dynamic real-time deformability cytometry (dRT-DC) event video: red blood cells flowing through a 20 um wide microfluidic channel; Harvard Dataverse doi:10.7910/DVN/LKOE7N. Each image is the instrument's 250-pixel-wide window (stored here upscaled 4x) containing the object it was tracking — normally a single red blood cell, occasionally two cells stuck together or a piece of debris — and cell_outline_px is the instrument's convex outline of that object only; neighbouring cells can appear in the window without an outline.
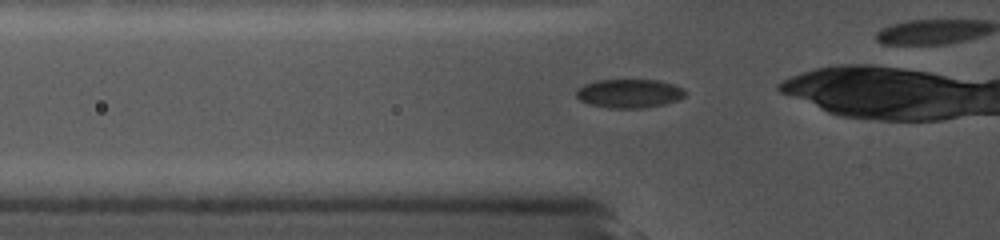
{"species": "common noctule bat (a hibernating species)", "species_latin": "Nyctalus noctula", "temperature_condition": "cold", "stored_images_in_passage": 11, "camera_frame_rate_fps": 5000, "um_per_image_px": 0.085, "animal": {"sex": "female", "body_mass_g": 19.0, "forearm_length_mm": 56.7}, "frame": {"image": 1, "passage_image": 2, "time_ms": 0.4, "image_size_px": [1000, 240], "cell_outline_px": [[688, 92], [684, 96], [676, 100], [664, 104], [644, 108], [608, 108], [588, 104], [580, 100], [576, 96], [576, 88], [584, 84], [596, 80], [660, 80], [684, 88]], "centroid_in_image_um": [53.47, 7.94], "position_along_channel_um": 72.3, "area_um2": 18.44}}
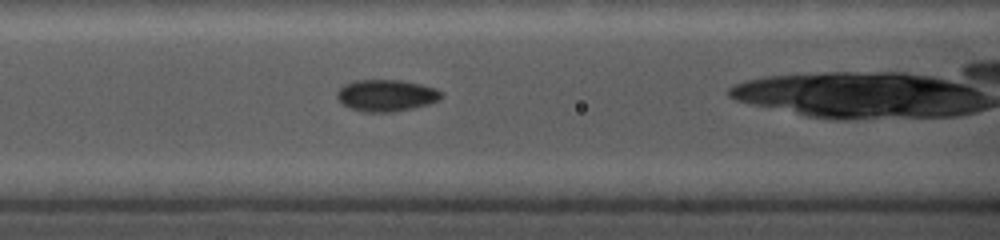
{"frame": {"image": 2, "passage_image": 7, "time_ms": 2.0, "image_size_px": [1000, 240], "cell_outline_px": [[444, 96], [440, 100], [428, 104], [412, 108], [392, 112], [364, 112], [340, 104], [336, 96], [336, 92], [344, 84], [352, 80], [400, 80], [420, 84], [436, 88], [444, 92]], "centroid_in_image_um": [32.83, 8.11], "position_along_channel_um": 133.8, "area_um2": 19.54}}
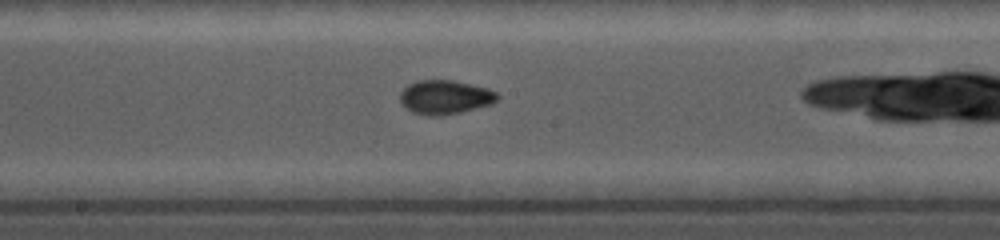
{"frame": {"image": 3, "passage_image": 10, "time_ms": 4.0, "image_size_px": [1000, 240], "cell_outline_px": [[500, 96], [492, 104], [460, 112], [440, 116], [428, 116], [412, 112], [400, 104], [400, 92], [408, 84], [416, 80], [452, 80], [488, 88], [496, 92]], "centroid_in_image_um": [37.8, 8.26], "position_along_channel_um": 210.4, "area_um2": 19.42}}